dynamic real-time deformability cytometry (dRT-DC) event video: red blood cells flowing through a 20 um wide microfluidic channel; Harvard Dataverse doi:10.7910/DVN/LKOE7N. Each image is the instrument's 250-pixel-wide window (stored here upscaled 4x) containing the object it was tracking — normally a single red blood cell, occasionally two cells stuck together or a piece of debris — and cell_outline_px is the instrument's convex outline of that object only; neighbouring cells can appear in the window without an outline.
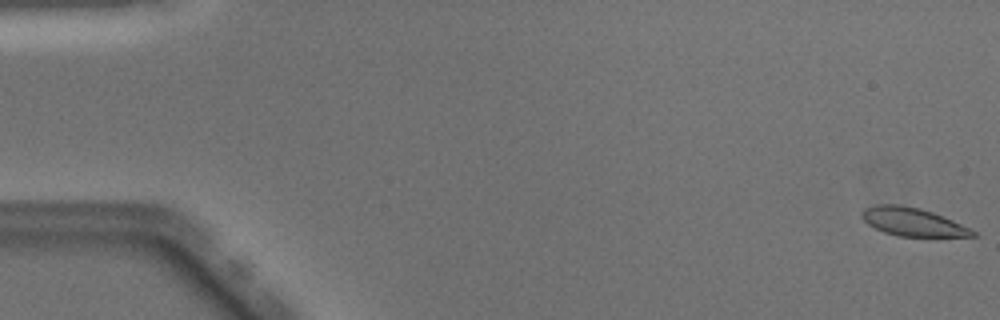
{"species": "Egyptian fruit bat (a non-hibernating species)", "species_latin": "Rousettus aegyptiacus", "temperature_condition": "warm", "stored_images_in_passage": 50, "camera_frame_rate_fps": 3000, "um_per_image_px": 0.085, "animal": {"sex": "male"}, "frame": {"image": 1, "passage_image": 1, "time_ms": 0.0, "image_size_px": [1000, 320], "cell_outline_px": [[980, 236], [896, 236], [884, 232], [868, 224], [860, 216], [860, 212], [864, 208], [876, 204], [900, 204], [920, 208], [932, 212], [952, 220], [976, 232]], "centroid_in_image_um": [77.52, 18.85], "position_along_channel_um": 7.5, "area_um2": 18.15}}
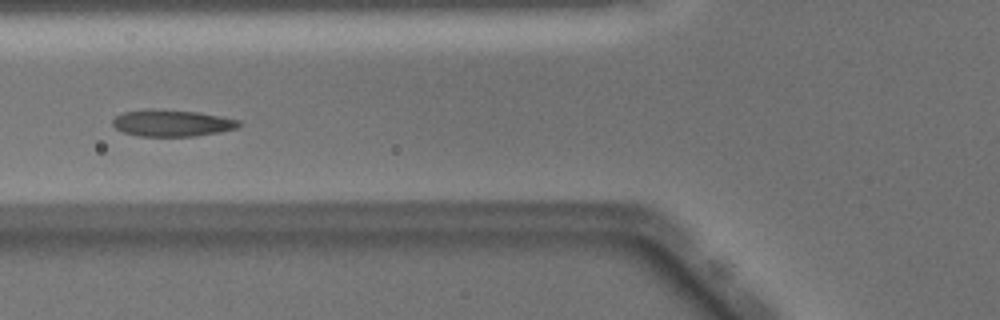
{"frame": {"image": 2, "passage_image": 20, "time_ms": 6.333, "image_size_px": [1000, 320], "cell_outline_px": [[244, 124], [236, 128], [220, 132], [196, 136], [136, 136], [124, 132], [116, 128], [112, 124], [112, 120], [116, 116], [124, 112], [152, 108], [200, 112], [240, 120]], "centroid_in_image_um": [14.64, 10.45], "position_along_channel_um": 111.2, "area_um2": 19.83}}
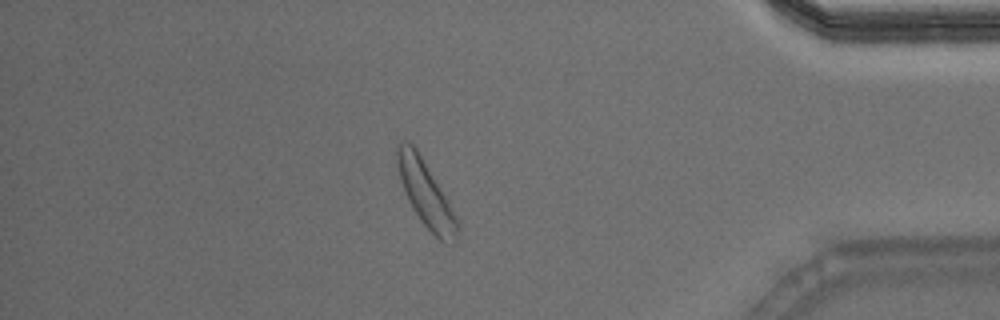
{"frame": {"image": 3, "passage_image": 44, "time_ms": 14.333, "image_size_px": [1000, 320], "cell_outline_px": [[460, 228], [456, 240], [440, 240], [424, 224], [408, 200], [400, 180], [396, 160], [396, 148], [400, 140], [408, 140], [416, 148], [440, 188], [456, 216], [460, 224]], "centroid_in_image_um": [36.16, 16.42], "position_along_channel_um": 399.0, "area_um2": 22.31}, "authors_computed_cell_mechanics": {"area_um2": 19.4786, "velocity_mm_per_s": 4.0346, "shape_relaxation_time_tau1_ms": 1.9285, "shape_relaxation_time_tau2_ms": 1.4717, "deformation_change_tau1": 0.1192, "deformation_change_tau2": 0.059}}